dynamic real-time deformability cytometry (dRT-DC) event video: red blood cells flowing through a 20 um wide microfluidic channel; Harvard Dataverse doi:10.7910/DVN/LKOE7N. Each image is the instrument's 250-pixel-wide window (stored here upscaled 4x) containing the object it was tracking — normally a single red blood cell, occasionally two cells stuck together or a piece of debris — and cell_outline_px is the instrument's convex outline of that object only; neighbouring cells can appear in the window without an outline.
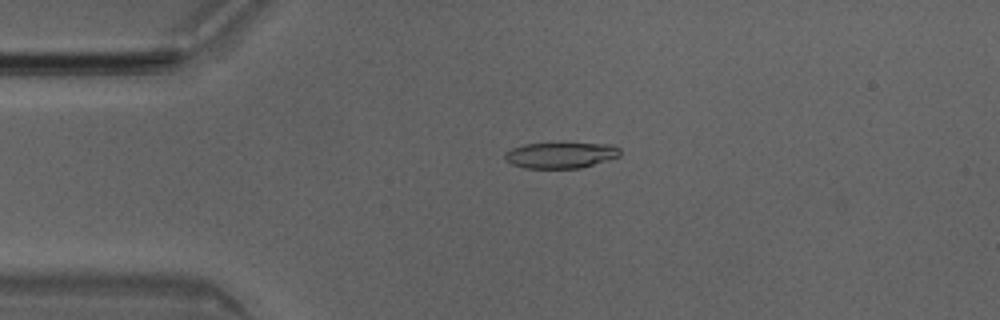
{"species": "Egyptian fruit bat (a non-hibernating species)", "species_latin": "Rousettus aegyptiacus", "temperature_condition": "room temperature", "stored_images_in_passage": 40, "camera_frame_rate_fps": 3000, "um_per_image_px": 0.085, "animal": {"sex": "male"}, "frame": {"image": 1, "passage_image": 1, "time_ms": 0.0, "image_size_px": [1000, 320], "cell_outline_px": [[620, 156], [580, 168], [524, 168], [512, 164], [504, 160], [504, 152], [512, 148], [524, 144], [560, 140], [612, 144], [620, 148]], "centroid_in_image_um": [47.65, 13.12], "position_along_channel_um": 37.3, "area_um2": 18.5}}
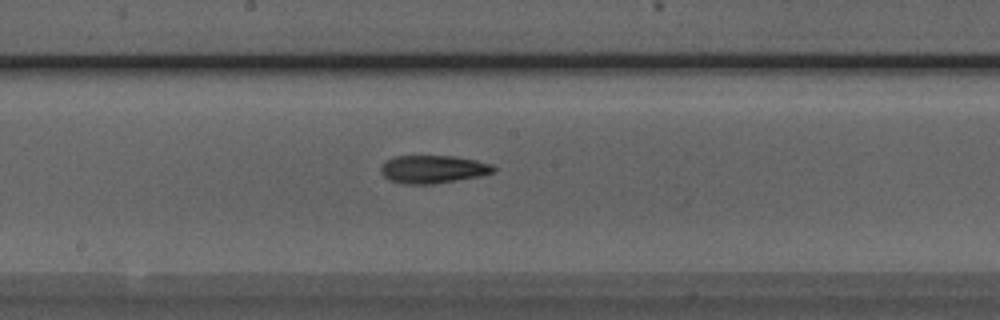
{"frame": {"image": 2, "passage_image": 16, "time_ms": 5.0, "image_size_px": [1000, 320], "cell_outline_px": [[496, 172], [480, 176], [432, 184], [404, 184], [388, 180], [380, 172], [380, 168], [384, 160], [392, 156], [452, 156], [476, 160], [492, 164], [496, 168]], "centroid_in_image_um": [36.78, 14.38], "position_along_channel_um": 211.4, "area_um2": 18.55}}
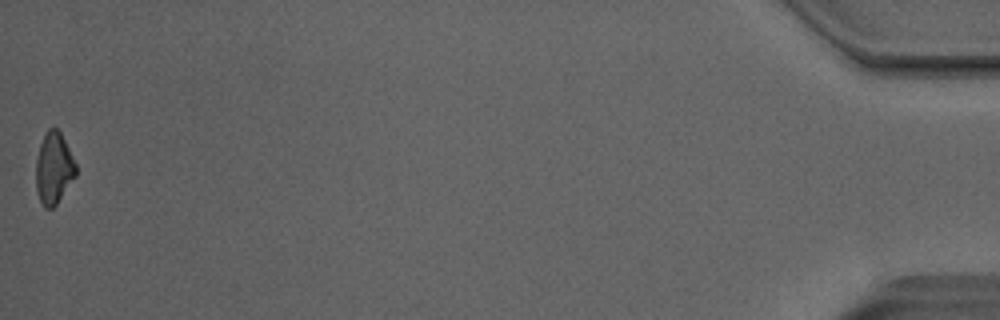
{"frame": {"image": 3, "passage_image": 40, "time_ms": 13.0, "image_size_px": [1000, 320], "cell_outline_px": [[76, 176], [56, 204], [52, 208], [44, 208], [40, 200], [36, 188], [36, 160], [40, 144], [44, 132], [48, 128], [56, 128], [60, 132], [76, 164]], "centroid_in_image_um": [4.56, 14.29], "position_along_channel_um": 430.6, "area_um2": 16.53}, "authors_computed_cell_mechanics": {"area_um2": 17.8024, "velocity_mm_per_s": 4.0609, "shape_relaxation_time_tau1_ms": 2.8771, "shape_relaxation_time_tau2_ms": null, "deformation_change_tau1": 0.1216, "deformation_change_tau2": null}}